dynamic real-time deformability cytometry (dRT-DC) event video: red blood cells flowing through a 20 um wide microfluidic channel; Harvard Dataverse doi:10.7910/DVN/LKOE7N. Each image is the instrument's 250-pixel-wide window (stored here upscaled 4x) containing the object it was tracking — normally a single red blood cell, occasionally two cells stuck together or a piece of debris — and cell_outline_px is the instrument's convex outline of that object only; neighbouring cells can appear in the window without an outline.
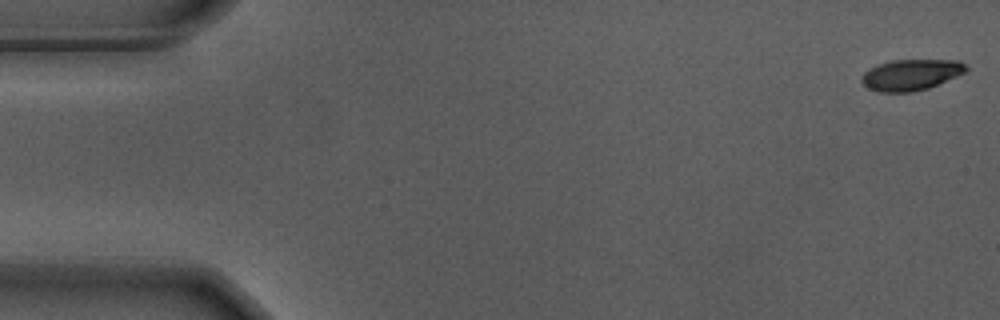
{"species": "Egyptian fruit bat (a non-hibernating species)", "species_latin": "Rousettus aegyptiacus", "temperature_condition": "warm", "stored_images_in_passage": 16, "camera_frame_rate_fps": 3000, "um_per_image_px": 0.085, "animal": {"sex": "male"}, "frame": {"image": 1, "passage_image": 1, "time_ms": 0.0, "image_size_px": [1000, 320], "cell_outline_px": [[968, 68], [964, 72], [956, 76], [928, 88], [912, 92], [880, 92], [868, 88], [860, 80], [864, 72], [876, 64], [892, 60], [960, 60]], "centroid_in_image_um": [77.4, 6.35], "position_along_channel_um": 7.6, "area_um2": 18.79}}
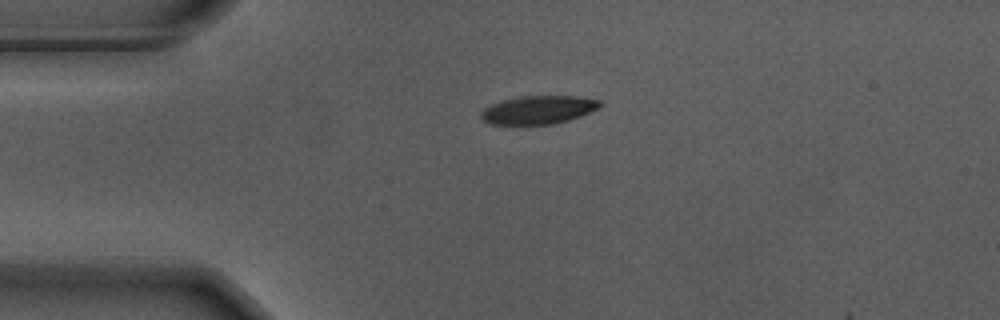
{"frame": {"image": 2, "passage_image": 13, "time_ms": 4.0, "image_size_px": [1000, 320], "cell_outline_px": [[604, 104], [580, 116], [568, 120], [552, 124], [492, 124], [484, 120], [480, 116], [480, 112], [484, 108], [492, 104], [504, 100], [520, 96], [576, 96], [600, 100]], "centroid_in_image_um": [45.75, 9.33], "position_along_channel_um": 39.2, "area_um2": 19.36}}